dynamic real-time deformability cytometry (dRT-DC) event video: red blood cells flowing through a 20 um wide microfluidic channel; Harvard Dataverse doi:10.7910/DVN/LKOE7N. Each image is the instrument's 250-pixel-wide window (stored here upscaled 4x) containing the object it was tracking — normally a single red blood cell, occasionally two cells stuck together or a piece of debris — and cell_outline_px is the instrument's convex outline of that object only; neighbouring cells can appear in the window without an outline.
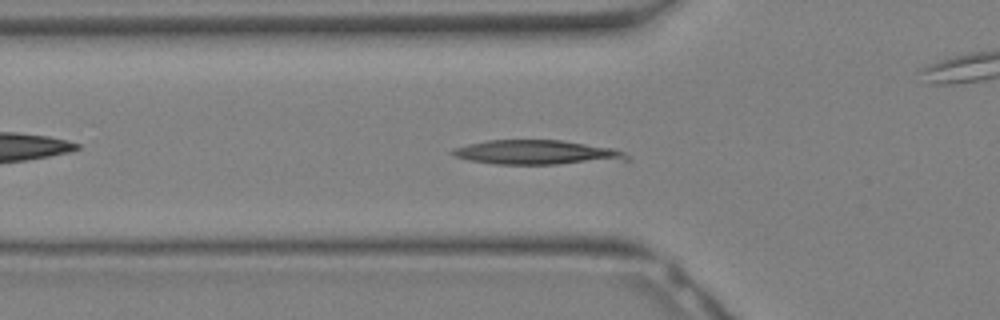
{"species": "Egyptian fruit bat (a non-hibernating species)", "species_latin": "Rousettus aegyptiacus", "temperature_condition": "warm", "stored_images_in_passage": 20, "segment_of_instrument_passage": [1, 2], "camera_frame_rate_fps": 3000, "um_per_image_px": 0.085, "animal": {"sex": "female"}, "frame": {"image": 1, "passage_image": 10, "time_ms": 3.0, "image_size_px": [1000, 320], "cell_outline_px": [[632, 156], [628, 164], [496, 164], [468, 160], [456, 156], [448, 152], [452, 148], [468, 144], [488, 140], [560, 140], [612, 148], [624, 152]], "centroid_in_image_um": [45.86, 12.99], "position_along_channel_um": 79.9, "area_um2": 25.84}}
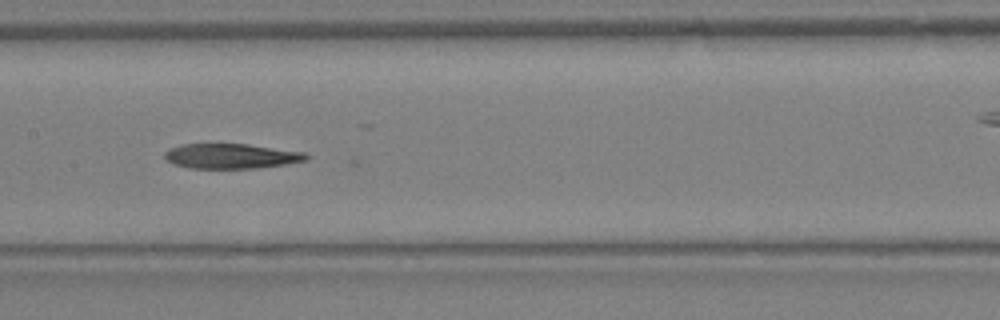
{"frame": {"image": 2, "passage_image": 15, "time_ms": 4.667, "image_size_px": [1000, 320], "cell_outline_px": [[308, 160], [284, 164], [256, 168], [188, 168], [176, 164], [168, 160], [164, 156], [164, 152], [168, 148], [180, 144], [248, 144], [304, 152], [308, 156]], "centroid_in_image_um": [19.63, 13.26], "position_along_channel_um": 187.8, "area_um2": 20.46}}
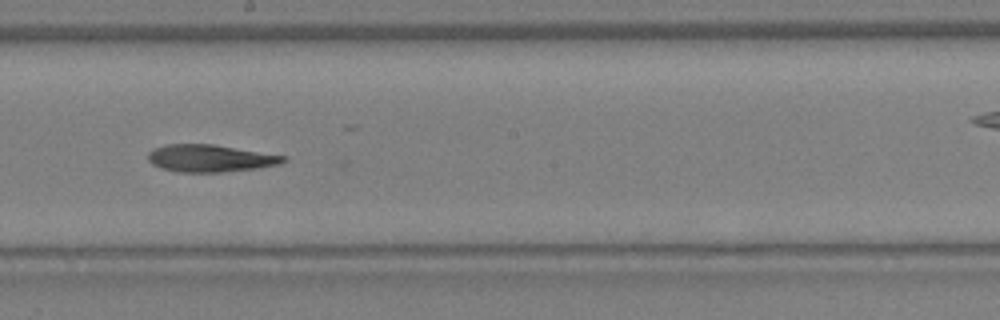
{"frame": {"image": 3, "passage_image": 17, "time_ms": 5.333, "image_size_px": [1000, 320], "cell_outline_px": [[288, 160], [284, 164], [260, 168], [220, 172], [180, 172], [164, 168], [152, 164], [148, 160], [148, 152], [152, 148], [164, 144], [212, 144], [288, 156]], "centroid_in_image_um": [17.92, 13.45], "position_along_channel_um": 230.3, "area_um2": 21.73}}